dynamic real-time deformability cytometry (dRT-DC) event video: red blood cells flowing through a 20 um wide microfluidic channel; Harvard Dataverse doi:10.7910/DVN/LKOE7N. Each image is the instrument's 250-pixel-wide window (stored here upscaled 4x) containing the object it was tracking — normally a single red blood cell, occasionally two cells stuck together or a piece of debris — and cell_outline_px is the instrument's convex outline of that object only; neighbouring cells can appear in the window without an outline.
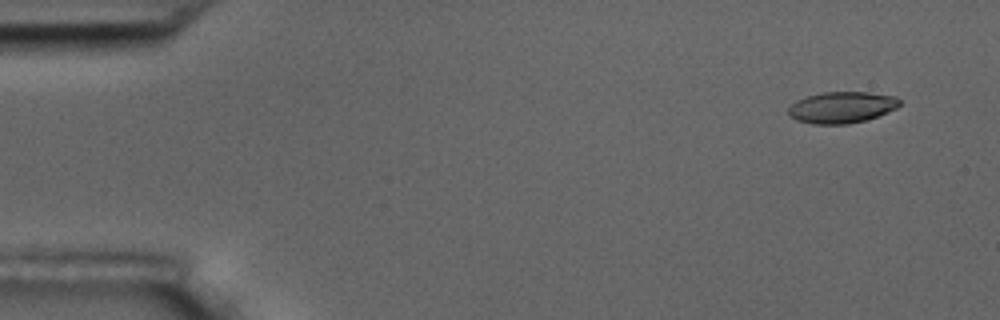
{"species": "common noctule bat (a hibernating species)", "species_latin": "Nyctalus noctula", "temperature_condition": "room temperature", "stored_images_in_passage": 4, "camera_frame_rate_fps": 3000, "um_per_image_px": 0.085, "animal": {"sex": "male", "body_mass_g": 17.5, "forearm_length_mm": 52.3}, "frame": {"image": 1, "passage_image": 1, "time_ms": 0.0, "image_size_px": [1000, 320], "cell_outline_px": [[900, 104], [896, 108], [876, 116], [864, 120], [848, 124], [812, 124], [796, 120], [788, 116], [788, 108], [796, 100], [808, 96], [824, 92], [868, 92], [896, 96], [900, 100]], "centroid_in_image_um": [71.52, 9.12], "position_along_channel_um": 13.5, "area_um2": 20.29}}
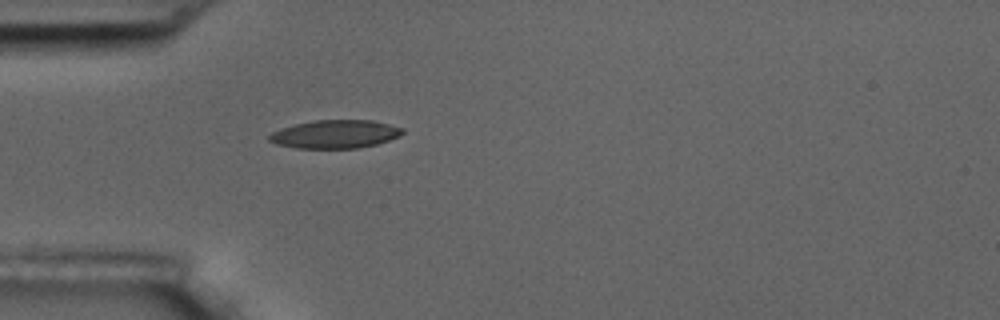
{"frame": {"image": 2, "passage_image": 4, "time_ms": 4.333, "image_size_px": [1000, 320], "cell_outline_px": [[404, 132], [400, 136], [376, 144], [356, 148], [296, 148], [276, 144], [268, 140], [268, 136], [272, 132], [280, 128], [312, 120], [372, 120], [404, 128]], "centroid_in_image_um": [28.47, 11.4], "position_along_channel_um": 56.5, "area_um2": 21.96}}